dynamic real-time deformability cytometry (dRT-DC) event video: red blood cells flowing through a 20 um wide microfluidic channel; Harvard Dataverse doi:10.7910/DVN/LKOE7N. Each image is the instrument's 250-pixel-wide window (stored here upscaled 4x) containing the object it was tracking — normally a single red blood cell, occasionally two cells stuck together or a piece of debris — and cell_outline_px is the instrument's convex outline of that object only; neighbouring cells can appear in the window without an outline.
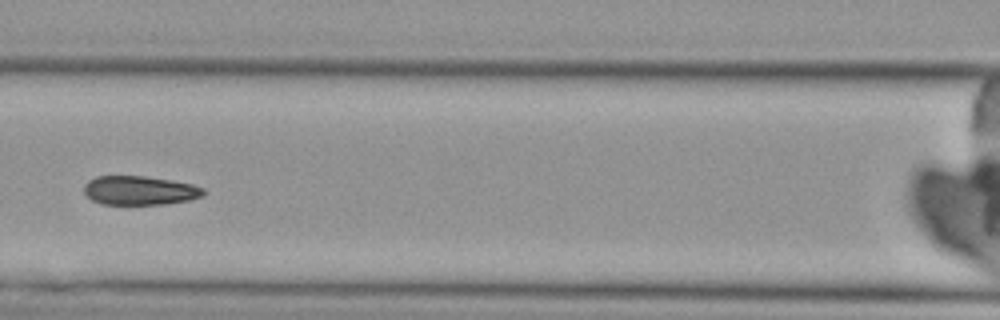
{"species": "Egyptian fruit bat (a non-hibernating species)", "species_latin": "Rousettus aegyptiacus", "temperature_condition": "cold", "stored_images_in_passage": 7, "camera_frame_rate_fps": 3000, "um_per_image_px": 0.085, "animal": {"sex": "female"}, "frame": {"image": 1, "passage_image": 4, "time_ms": 4.667, "image_size_px": [1000, 320], "cell_outline_px": [[204, 196], [188, 200], [164, 204], [100, 204], [92, 200], [84, 192], [84, 184], [88, 180], [96, 176], [144, 176], [192, 184], [204, 188]], "centroid_in_image_um": [11.85, 16.19], "position_along_channel_um": 154.8, "area_um2": 20.11}}
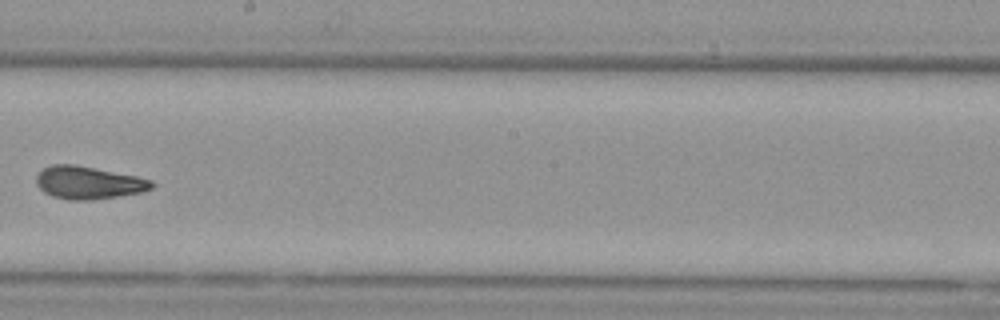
{"frame": {"image": 2, "passage_image": 6, "time_ms": 7.0, "image_size_px": [1000, 320], "cell_outline_px": [[156, 184], [152, 188], [140, 192], [92, 200], [68, 200], [52, 196], [44, 192], [36, 184], [36, 176], [44, 168], [52, 164], [76, 164], [136, 176], [152, 180]], "centroid_in_image_um": [7.5, 15.52], "position_along_channel_um": 240.7, "area_um2": 21.96}}
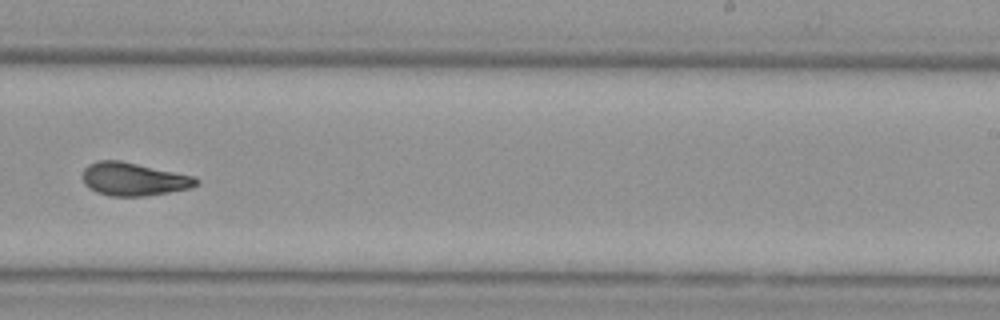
{"frame": {"image": 3, "passage_image": 7, "time_ms": 8.0, "image_size_px": [1000, 320], "cell_outline_px": [[200, 184], [192, 188], [144, 196], [112, 196], [96, 192], [88, 188], [84, 184], [84, 168], [88, 164], [100, 160], [120, 160], [196, 176], [200, 180]], "centroid_in_image_um": [11.41, 15.22], "position_along_channel_um": 277.6, "area_um2": 22.08}}